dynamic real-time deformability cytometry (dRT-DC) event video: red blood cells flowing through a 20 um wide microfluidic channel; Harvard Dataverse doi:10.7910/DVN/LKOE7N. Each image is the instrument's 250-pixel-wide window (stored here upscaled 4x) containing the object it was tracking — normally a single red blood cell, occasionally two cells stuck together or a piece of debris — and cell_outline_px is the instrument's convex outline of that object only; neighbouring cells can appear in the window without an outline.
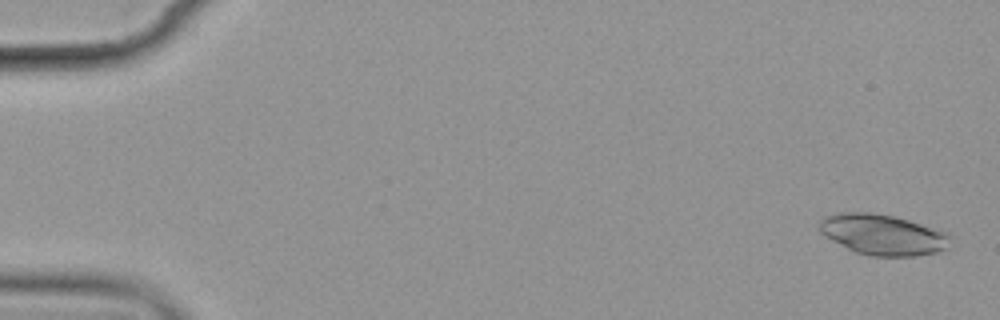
{"species": "common noctule bat (a hibernating species)", "species_latin": "Nyctalus noctula", "temperature_condition": "cold", "stored_images_in_passage": 5, "camera_frame_rate_fps": 3000, "um_per_image_px": 0.085, "animal": {"sex": "female", "body_mass_g": 19.9}, "frame": {"image": 1, "passage_image": 1, "time_ms": 0.0, "image_size_px": [1000, 320], "cell_outline_px": [[952, 248], [936, 252], [916, 256], [872, 256], [856, 252], [824, 236], [820, 232], [820, 220], [824, 216], [840, 212], [868, 212], [896, 216], [948, 232], [952, 236]], "centroid_in_image_um": [75.11, 19.94], "position_along_channel_um": 9.9, "area_um2": 31.39}}